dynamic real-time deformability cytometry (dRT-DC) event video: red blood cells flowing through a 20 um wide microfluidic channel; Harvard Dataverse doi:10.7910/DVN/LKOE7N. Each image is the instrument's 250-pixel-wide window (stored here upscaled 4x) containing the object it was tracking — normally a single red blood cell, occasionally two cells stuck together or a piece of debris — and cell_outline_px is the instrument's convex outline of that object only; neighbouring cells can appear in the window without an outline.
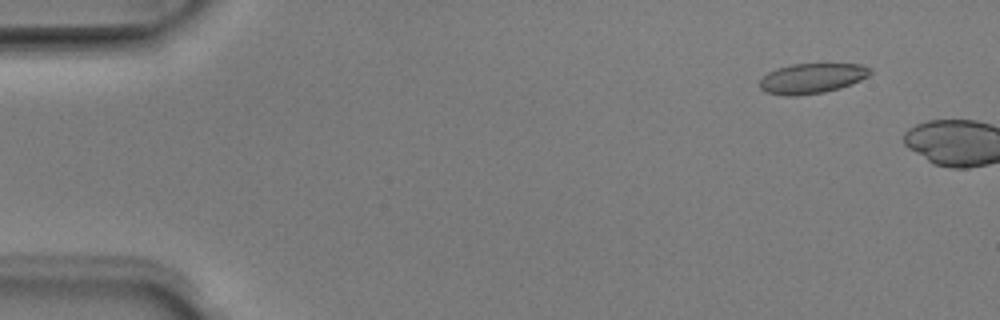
{"species": "Egyptian fruit bat (a non-hibernating species)", "species_latin": "Rousettus aegyptiacus", "temperature_condition": "room temperature", "stored_images_in_passage": 7, "camera_frame_rate_fps": 3000, "um_per_image_px": 0.085, "animal": {"sex": "male"}, "frame": {"image": 1, "passage_image": 5, "time_ms": 1.333, "image_size_px": [1000, 320], "cell_outline_px": [[872, 72], [868, 76], [860, 80], [840, 88], [824, 92], [796, 96], [784, 96], [764, 92], [760, 88], [760, 80], [768, 72], [776, 68], [792, 64], [860, 64], [872, 68]], "centroid_in_image_um": [69.0, 6.66], "position_along_channel_um": 16.0, "area_um2": 19.48}}